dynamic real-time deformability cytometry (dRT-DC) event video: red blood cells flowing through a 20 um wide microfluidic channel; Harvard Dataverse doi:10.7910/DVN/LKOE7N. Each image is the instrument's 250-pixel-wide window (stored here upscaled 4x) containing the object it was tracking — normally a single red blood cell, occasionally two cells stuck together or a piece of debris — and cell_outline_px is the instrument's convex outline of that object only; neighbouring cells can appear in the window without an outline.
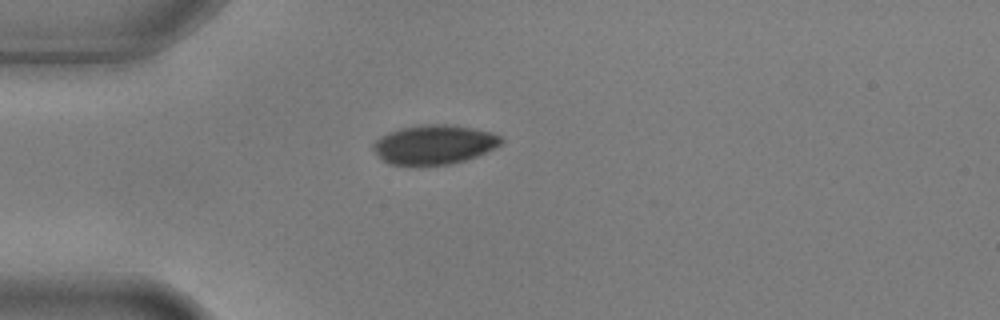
{"species": "common noctule bat (a hibernating species)", "species_latin": "Nyctalus noctula", "temperature_condition": "warm", "stored_images_in_passage": 1, "camera_frame_rate_fps": 3000, "um_per_image_px": 0.085, "animal": {"sex": "male", "body_mass_g": 17.9, "forearm_length_mm": 54.2}, "frame": {"image": 1, "passage_image": 1, "time_ms": 0.0, "image_size_px": [1000, 320], "cell_outline_px": [[504, 140], [500, 144], [476, 156], [464, 160], [448, 164], [388, 164], [372, 148], [372, 144], [380, 136], [388, 132], [400, 128], [428, 124], [452, 124], [492, 132], [500, 136]], "centroid_in_image_um": [36.89, 12.26], "position_along_channel_um": 48.1, "area_um2": 28.84}}